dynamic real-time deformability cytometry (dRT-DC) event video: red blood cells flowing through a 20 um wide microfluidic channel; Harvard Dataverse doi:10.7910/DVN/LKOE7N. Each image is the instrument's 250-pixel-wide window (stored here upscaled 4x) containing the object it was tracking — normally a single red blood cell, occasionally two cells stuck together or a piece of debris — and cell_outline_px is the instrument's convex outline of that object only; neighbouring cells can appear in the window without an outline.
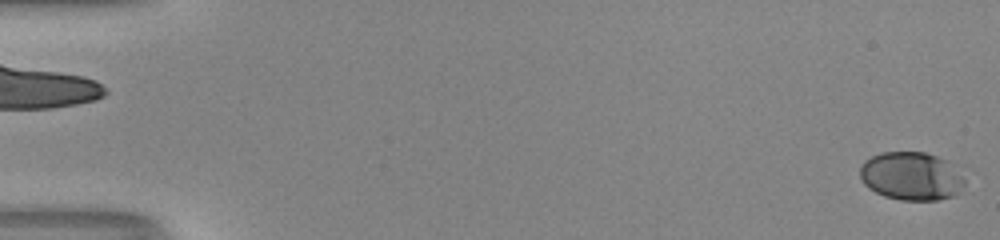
{"species": "human", "species_latin": "Homo sapiens", "temperature_condition": "room temperature", "stored_images_in_passage": 55, "camera_frame_rate_fps": 3000, "um_per_image_px": 0.085, "donor": {"sex": "male"}, "frame": {"image": 1, "passage_image": 2, "time_ms": 0.333, "image_size_px": [1000, 240], "cell_outline_px": [[944, 196], [932, 200], [908, 200], [888, 196], [872, 188], [864, 180], [860, 172], [864, 164], [868, 160], [876, 156], [888, 152], [920, 152], [932, 156]], "centroid_in_image_um": [76.81, 14.94], "position_along_channel_um": 8.2, "area_um2": 22.6}}
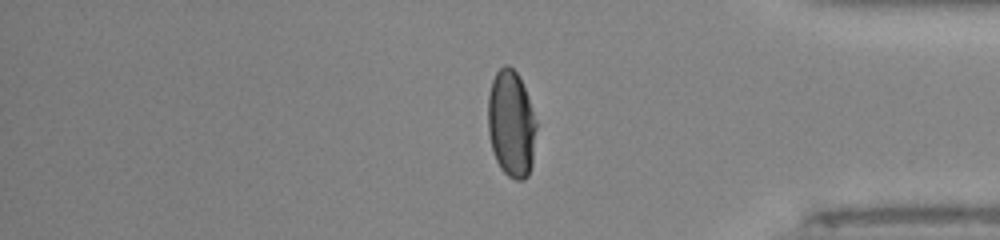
{"frame": {"image": 2, "passage_image": 46, "time_ms": 15.0, "image_size_px": [1000, 240], "cell_outline_px": [[536, 124], [528, 172], [520, 180], [512, 176], [500, 164], [492, 148], [488, 124], [488, 100], [492, 84], [496, 72], [500, 68], [512, 68], [516, 72], [524, 88]], "centroid_in_image_um": [43.42, 10.44], "position_along_channel_um": 391.8, "area_um2": 28.03}}
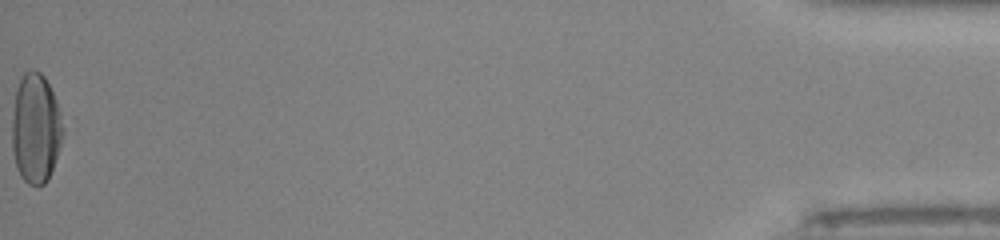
{"frame": {"image": 3, "passage_image": 55, "time_ms": 18.0, "image_size_px": [1000, 240], "cell_outline_px": [[56, 148], [52, 168], [44, 184], [32, 184], [24, 180], [16, 164], [16, 96], [20, 84], [24, 76], [36, 72], [48, 84], [52, 92], [56, 112]], "centroid_in_image_um": [3.0, 10.99], "position_along_channel_um": 432.2, "area_um2": 27.57}, "authors_computed_cell_mechanics": {"area_um2": 27.6862, "velocity_mm_per_s": 4.028, "shape_relaxation_time_tau1_ms": 8.2474, "shape_relaxation_time_tau2_ms": null, "deformation_change_tau1": 0.2551, "deformation_change_tau2": null}}